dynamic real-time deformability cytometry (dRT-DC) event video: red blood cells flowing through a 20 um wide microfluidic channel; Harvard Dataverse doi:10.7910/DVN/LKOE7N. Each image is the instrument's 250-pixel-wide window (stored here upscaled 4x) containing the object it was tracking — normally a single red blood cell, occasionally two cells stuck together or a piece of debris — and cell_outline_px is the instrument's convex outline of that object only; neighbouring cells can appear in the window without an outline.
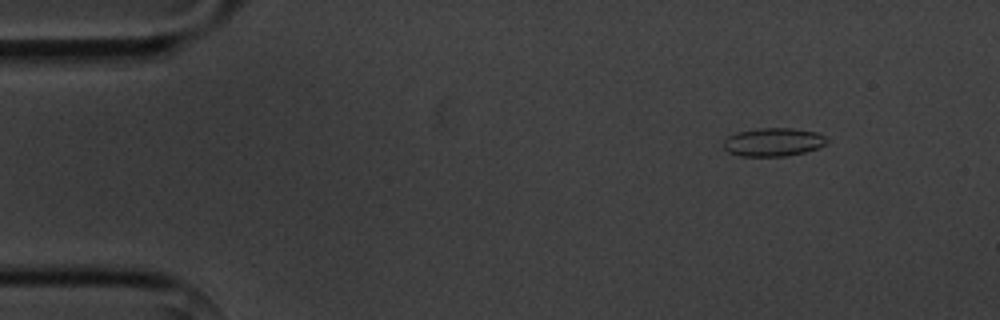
{"species": "common noctule bat (a hibernating species)", "species_latin": "Nyctalus noctula", "temperature_condition": "cold", "stored_images_in_passage": 8, "camera_frame_rate_fps": 3000, "um_per_image_px": 0.085, "animal": {"sex": "male", "body_mass_g": 20.1, "forearm_length_mm": 53.5}, "frame": {"image": 1, "passage_image": 1, "time_ms": 0.0, "image_size_px": [1000, 320], "cell_outline_px": [[828, 140], [820, 148], [804, 152], [784, 156], [740, 156], [728, 152], [724, 148], [724, 140], [728, 136], [736, 132], [756, 128], [792, 128], [816, 132], [824, 136]], "centroid_in_image_um": [65.71, 12.07], "position_along_channel_um": 19.3, "area_um2": 17.11}}
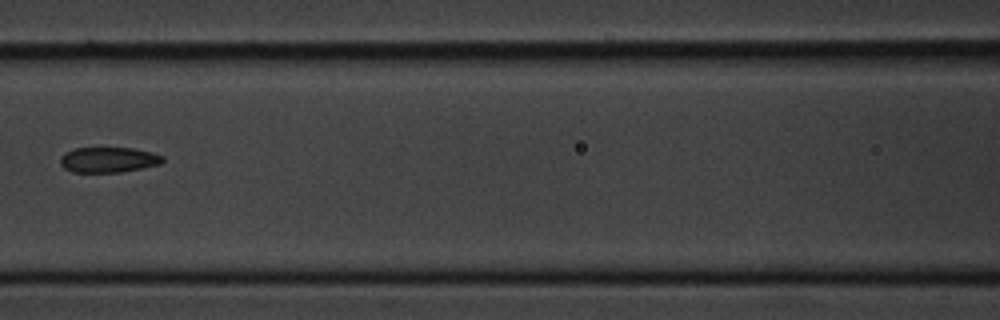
{"frame": {"image": 2, "passage_image": 6, "time_ms": 6.0, "image_size_px": [1000, 320], "cell_outline_px": [[164, 160], [160, 164], [120, 172], [72, 172], [64, 168], [60, 164], [60, 156], [76, 148], [132, 148], [152, 152], [164, 156]], "centroid_in_image_um": [9.22, 13.58], "position_along_channel_um": 157.4, "area_um2": 15.03}}
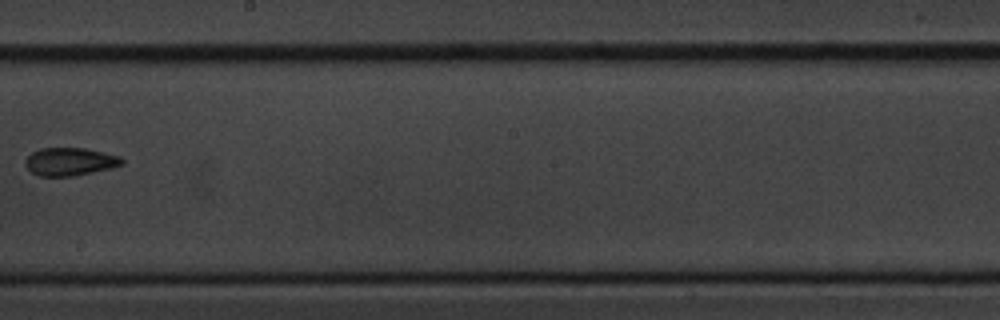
{"frame": {"image": 3, "passage_image": 8, "time_ms": 8.333, "image_size_px": [1000, 320], "cell_outline_px": [[124, 164], [112, 168], [72, 176], [40, 176], [32, 172], [24, 164], [24, 160], [32, 152], [40, 148], [84, 148], [104, 152], [120, 156], [124, 160]], "centroid_in_image_um": [5.95, 13.73], "position_along_channel_um": 242.2, "area_um2": 15.78}}